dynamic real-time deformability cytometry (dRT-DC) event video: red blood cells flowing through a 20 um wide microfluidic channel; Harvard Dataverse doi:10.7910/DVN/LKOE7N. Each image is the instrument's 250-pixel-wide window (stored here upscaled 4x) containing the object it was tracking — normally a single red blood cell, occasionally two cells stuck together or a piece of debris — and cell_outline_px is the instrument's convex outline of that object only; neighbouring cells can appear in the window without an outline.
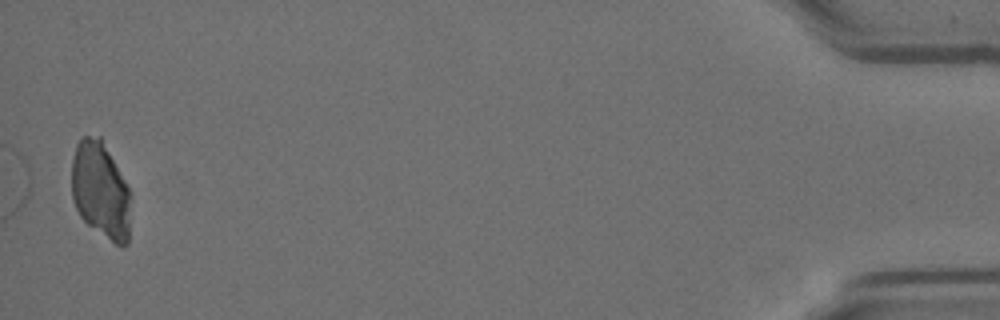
{"species": "Egyptian fruit bat (a non-hibernating species)", "species_latin": "Rousettus aegyptiacus", "temperature_condition": "room temperature", "stored_images_in_passage": 11, "segment_of_instrument_passage": [3, 3], "camera_frame_rate_fps": 3000, "um_per_image_px": 0.085, "animal": {"sex": "female"}, "frame": {"image": 1, "passage_image": 11, "time_ms": 3.333, "image_size_px": [1000, 320], "cell_outline_px": [[132, 192], [128, 244], [124, 248], [120, 248], [88, 224], [80, 216], [72, 200], [72, 160], [76, 144], [80, 136], [100, 136]], "centroid_in_image_um": [8.58, 16.2], "position_along_channel_um": 426.6, "area_um2": 33.87}}